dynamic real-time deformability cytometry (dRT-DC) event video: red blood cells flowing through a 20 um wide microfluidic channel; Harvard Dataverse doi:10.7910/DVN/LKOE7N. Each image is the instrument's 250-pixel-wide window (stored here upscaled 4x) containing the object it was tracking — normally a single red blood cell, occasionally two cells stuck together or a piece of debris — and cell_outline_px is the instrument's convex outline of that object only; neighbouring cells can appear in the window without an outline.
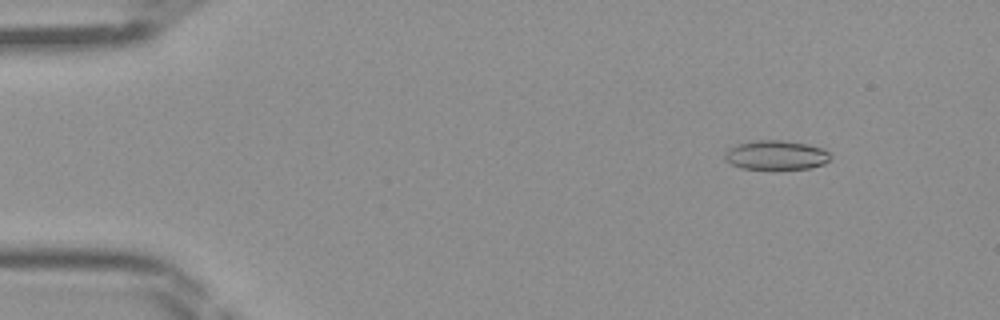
{"species": "Egyptian fruit bat (a non-hibernating species)", "species_latin": "Rousettus aegyptiacus", "temperature_condition": "room temperature", "stored_images_in_passage": 46, "camera_frame_rate_fps": 3000, "um_per_image_px": 0.085, "frame": {"image": 1, "passage_image": 6, "time_ms": 1.667, "image_size_px": [1000, 320], "cell_outline_px": [[832, 156], [824, 164], [812, 168], [740, 168], [724, 160], [724, 152], [728, 148], [736, 144], [752, 140], [784, 140], [808, 144], [824, 148]], "centroid_in_image_um": [65.95, 13.16], "position_along_channel_um": 19.0, "area_um2": 18.15}}
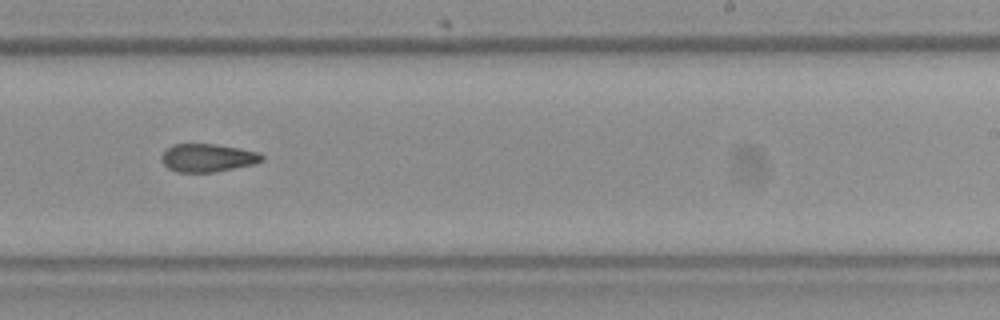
{"frame": {"image": 2, "passage_image": 29, "time_ms": 9.333, "image_size_px": [1000, 320], "cell_outline_px": [[264, 160], [256, 164], [216, 172], [176, 172], [168, 168], [160, 160], [160, 156], [172, 144], [216, 144], [240, 148], [260, 152], [264, 156]], "centroid_in_image_um": [17.68, 13.42], "position_along_channel_um": 271.3, "area_um2": 16.7}}
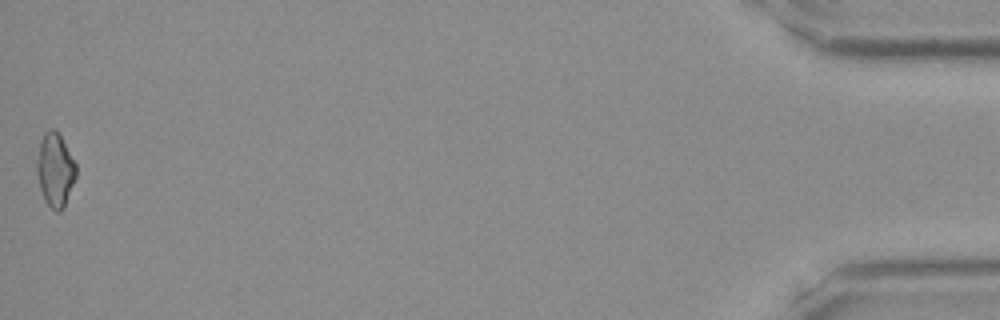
{"frame": {"image": 3, "passage_image": 46, "time_ms": 15.0, "image_size_px": [1000, 320], "cell_outline_px": [[76, 176], [64, 204], [60, 212], [56, 212], [44, 200], [40, 188], [36, 172], [36, 160], [40, 140], [44, 132], [48, 128], [56, 128], [76, 164]], "centroid_in_image_um": [4.66, 14.38], "position_along_channel_um": 430.5, "area_um2": 16.76}}